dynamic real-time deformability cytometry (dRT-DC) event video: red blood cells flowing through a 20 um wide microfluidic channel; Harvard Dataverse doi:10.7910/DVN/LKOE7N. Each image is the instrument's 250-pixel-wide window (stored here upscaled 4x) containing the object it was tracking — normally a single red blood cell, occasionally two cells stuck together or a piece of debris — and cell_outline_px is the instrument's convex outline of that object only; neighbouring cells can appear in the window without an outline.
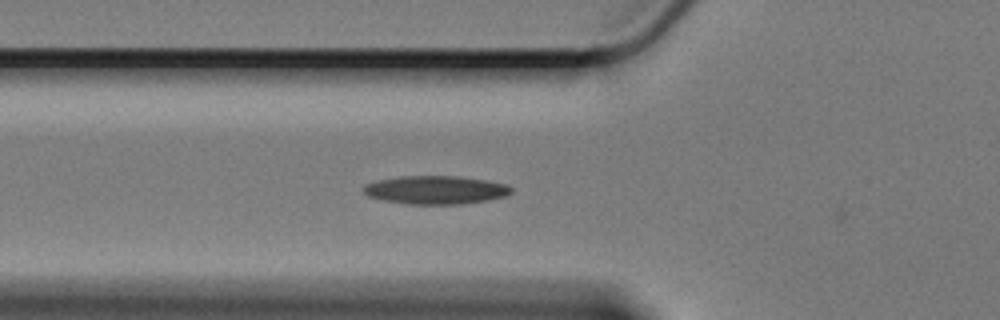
{"species": "Egyptian fruit bat (a non-hibernating species)", "species_latin": "Rousettus aegyptiacus", "temperature_condition": "cold", "stored_images_in_passage": 42, "camera_frame_rate_fps": 3000, "um_per_image_px": 0.085, "animal": {"sex": "female"}, "frame": {"image": 1, "passage_image": 2, "time_ms": 0.333, "image_size_px": [1000, 320], "cell_outline_px": [[512, 192], [504, 196], [488, 200], [464, 204], [408, 204], [384, 200], [368, 196], [364, 192], [364, 184], [380, 180], [400, 176], [460, 176], [488, 180], [508, 184], [512, 188]], "centroid_in_image_um": [37.07, 16.14], "position_along_channel_um": 88.7, "area_um2": 24.45}}
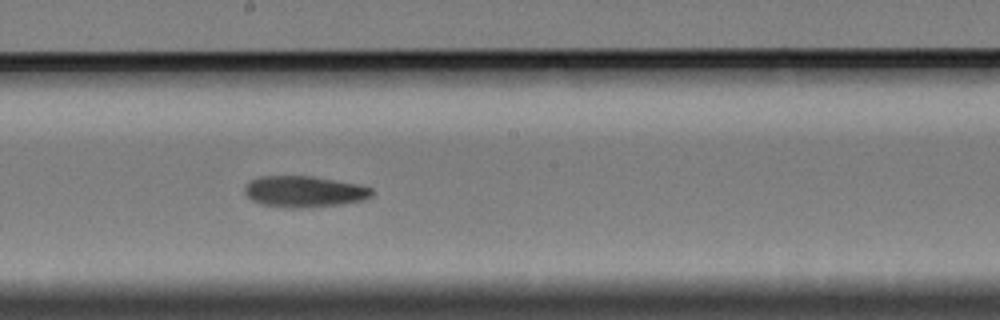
{"frame": {"image": 2, "passage_image": 14, "time_ms": 4.333, "image_size_px": [1000, 320], "cell_outline_px": [[372, 196], [364, 200], [344, 204], [308, 208], [288, 208], [260, 204], [252, 200], [244, 192], [244, 188], [252, 180], [260, 176], [312, 176], [356, 184], [372, 188]], "centroid_in_image_um": [25.86, 16.3], "position_along_channel_um": 222.3, "area_um2": 23.18}}
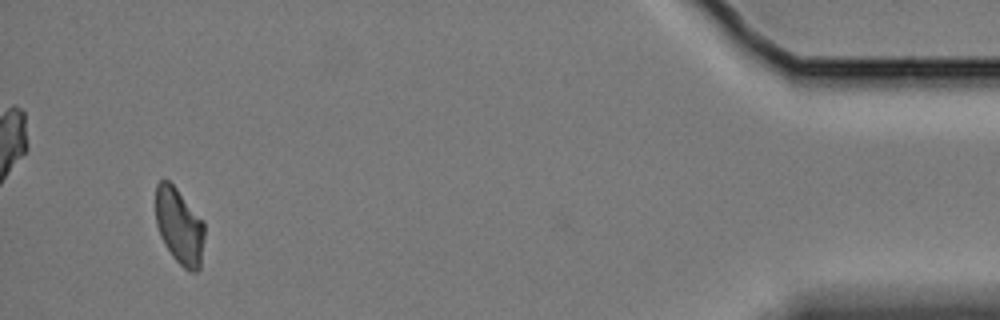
{"frame": {"image": 3, "passage_image": 38, "time_ms": 12.333, "image_size_px": [1000, 320], "cell_outline_px": [[204, 236], [200, 268], [196, 272], [188, 272], [172, 256], [160, 236], [156, 224], [156, 184], [160, 180], [168, 180], [176, 188], [204, 220]], "centroid_in_image_um": [15.25, 19.23], "position_along_channel_um": 419.9, "area_um2": 21.73}}